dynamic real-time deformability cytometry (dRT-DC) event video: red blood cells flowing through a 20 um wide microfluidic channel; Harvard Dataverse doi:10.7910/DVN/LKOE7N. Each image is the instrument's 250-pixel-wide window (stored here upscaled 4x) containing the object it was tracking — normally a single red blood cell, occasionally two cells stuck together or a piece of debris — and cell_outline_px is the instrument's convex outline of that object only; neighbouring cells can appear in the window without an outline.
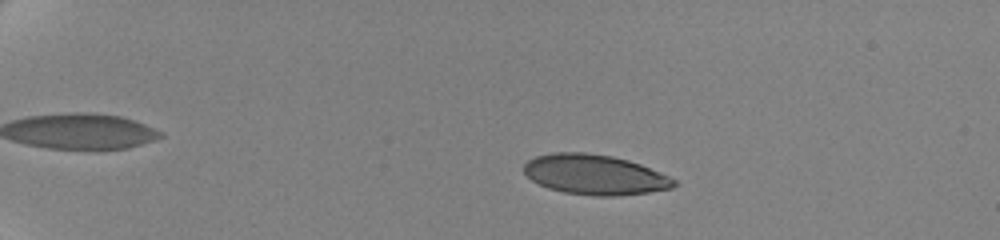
{"species": "human", "species_latin": "Homo sapiens", "temperature_condition": "cold", "stored_images_in_passage": 35, "camera_frame_rate_fps": 3000, "um_per_image_px": 0.085, "donor": {"sex": "female"}, "frame": {"image": 1, "passage_image": 5, "time_ms": 2.333, "image_size_px": [1000, 240], "cell_outline_px": [[676, 184], [672, 188], [648, 192], [616, 196], [596, 196], [564, 192], [548, 188], [532, 180], [524, 172], [524, 164], [528, 160], [536, 156], [552, 152], [584, 152], [612, 156], [628, 160], [640, 164], [668, 176], [676, 180]], "centroid_in_image_um": [50.54, 14.84], "position_along_channel_um": 34.5, "area_um2": 34.85}}
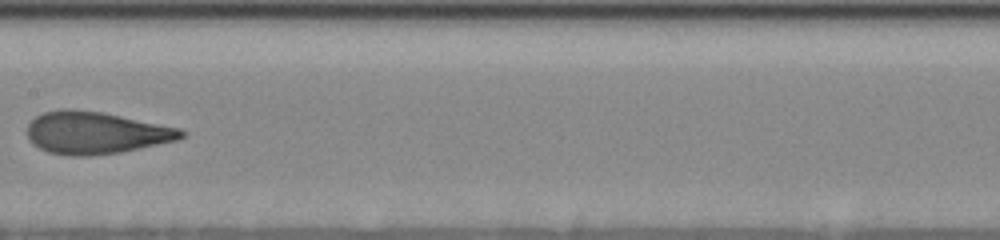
{"frame": {"image": 2, "passage_image": 20, "time_ms": 9.667, "image_size_px": [1000, 240], "cell_outline_px": [[188, 132], [180, 140], [120, 152], [88, 156], [72, 156], [48, 152], [32, 144], [28, 140], [28, 124], [36, 116], [44, 112], [64, 108], [100, 112], [180, 128]], "centroid_in_image_um": [8.15, 11.3], "position_along_channel_um": 199.3, "area_um2": 37.8}}
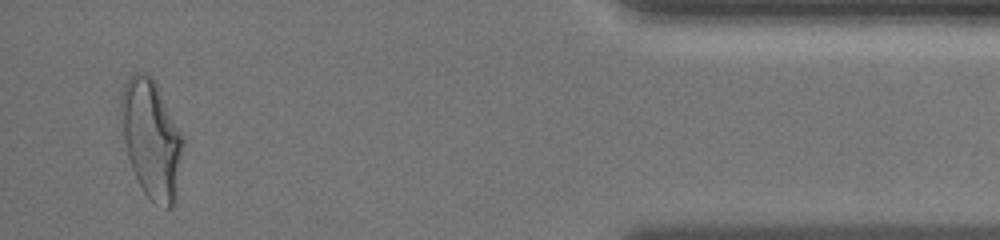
{"frame": {"image": 3, "passage_image": 34, "time_ms": 17.333, "image_size_px": [1000, 240], "cell_outline_px": [[184, 144], [176, 204], [172, 208], [168, 208], [152, 200], [144, 192], [136, 180], [128, 156], [124, 140], [120, 108], [120, 96], [124, 80], [132, 72], [144, 72], [152, 76], [184, 136]], "centroid_in_image_um": [12.88, 11.78], "position_along_channel_um": 422.3, "area_um2": 43.29}, "authors_computed_cell_mechanics": {"area_um2": 36.992, "velocity_mm_per_s": 3.5135, "shape_relaxation_time_tau1_ms": 5.3606, "shape_relaxation_time_tau2_ms": null, "deformation_change_tau1": 0.1856, "deformation_change_tau2": null}}